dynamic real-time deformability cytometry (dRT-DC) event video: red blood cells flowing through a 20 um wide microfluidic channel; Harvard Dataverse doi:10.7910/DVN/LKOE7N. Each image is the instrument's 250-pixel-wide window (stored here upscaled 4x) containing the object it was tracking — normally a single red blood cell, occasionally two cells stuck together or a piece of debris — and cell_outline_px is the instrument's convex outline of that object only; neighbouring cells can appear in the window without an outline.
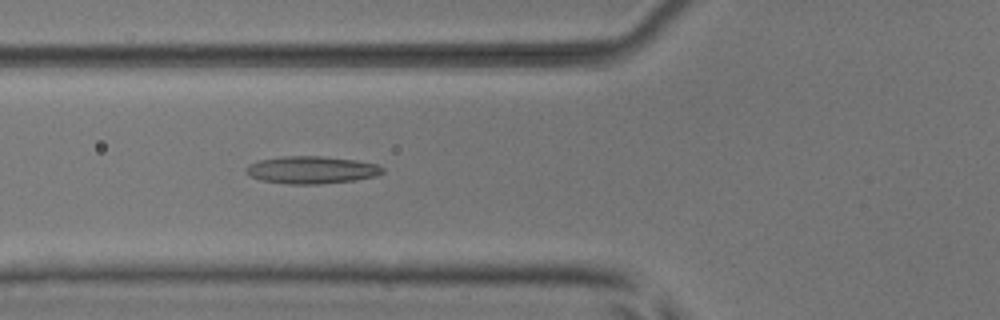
{"species": "common noctule bat (a hibernating species)", "species_latin": "Nyctalus noctula", "temperature_condition": "room temperature", "stored_images_in_passage": 42, "camera_frame_rate_fps": 3000, "um_per_image_px": 0.085, "animal": {"sex": "male", "body_mass_g": 17.9, "forearm_length_mm": 54.2}, "frame": {"image": 1, "passage_image": 9, "time_ms": 2.667, "image_size_px": [1000, 320], "cell_outline_px": [[384, 172], [376, 176], [356, 180], [320, 184], [288, 184], [260, 180], [244, 172], [244, 168], [248, 164], [256, 160], [284, 156], [324, 156], [356, 160], [376, 164], [384, 168]], "centroid_in_image_um": [26.45, 14.44], "position_along_channel_um": 99.3, "area_um2": 22.08}}
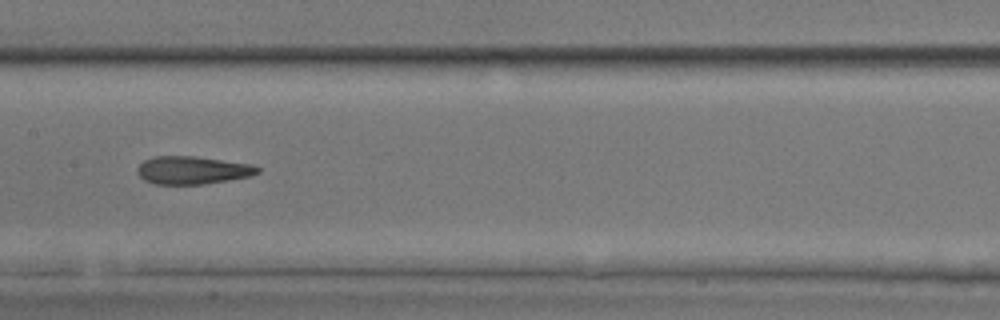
{"frame": {"image": 2, "passage_image": 16, "time_ms": 5.0, "image_size_px": [1000, 320], "cell_outline_px": [[260, 172], [252, 176], [204, 184], [156, 184], [144, 180], [136, 172], [136, 168], [144, 160], [152, 156], [196, 156], [252, 164], [260, 168]], "centroid_in_image_um": [16.36, 14.46], "position_along_channel_um": 191.0, "area_um2": 19.71}}
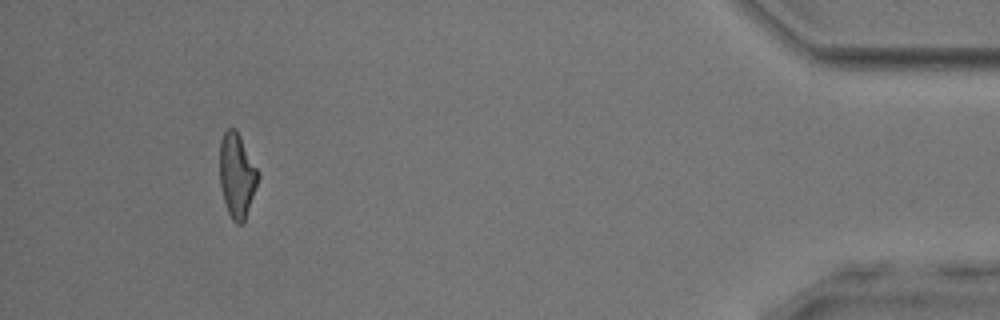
{"frame": {"image": 3, "passage_image": 38, "time_ms": 12.333, "image_size_px": [1000, 320], "cell_outline_px": [[260, 176], [244, 224], [236, 224], [232, 220], [228, 212], [224, 200], [220, 184], [220, 140], [224, 132], [228, 128], [236, 128]], "centroid_in_image_um": [20.13, 14.94], "position_along_channel_um": 415.1, "area_um2": 18.79}, "authors_computed_cell_mechanics": {"area_um2": 19.7098, "velocity_mm_per_s": 3.9348, "shape_relaxation_time_tau1_ms": null, "shape_relaxation_time_tau2_ms": 2.3217, "deformation_change_tau1": null, "deformation_change_tau2": 0.126}}